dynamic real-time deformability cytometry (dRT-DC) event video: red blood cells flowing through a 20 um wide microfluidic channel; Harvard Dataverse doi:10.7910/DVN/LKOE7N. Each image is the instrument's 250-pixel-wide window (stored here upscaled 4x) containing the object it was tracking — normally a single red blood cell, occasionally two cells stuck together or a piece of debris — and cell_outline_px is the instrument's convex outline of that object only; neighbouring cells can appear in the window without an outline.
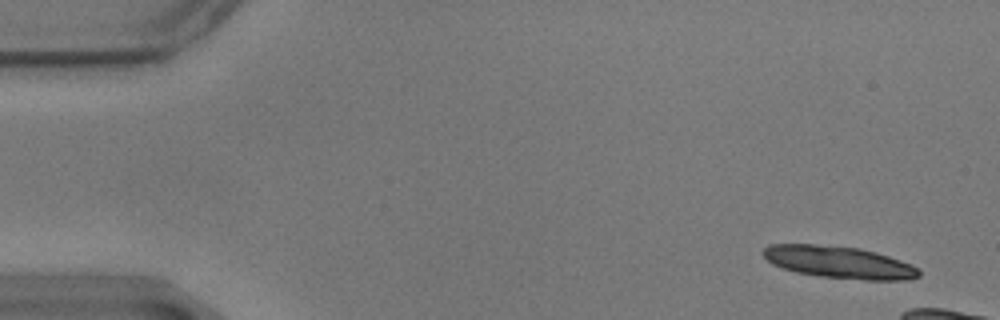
{"species": "common noctule bat (a hibernating species)", "species_latin": "Nyctalus noctula", "temperature_condition": "warm", "stored_images_in_passage": 14, "camera_frame_rate_fps": 3000, "um_per_image_px": 0.085, "animal": {"sex": "male", "body_mass_g": 17.9}, "frame": {"image": 1, "passage_image": 3, "time_ms": 0.667, "image_size_px": [1000, 320], "cell_outline_px": [[920, 276], [904, 280], [864, 280], [820, 276], [796, 272], [772, 264], [760, 252], [768, 244], [812, 244], [860, 248], [876, 252], [900, 260], [916, 268], [920, 272]], "centroid_in_image_um": [71.28, 22.28], "position_along_channel_um": 13.7, "area_um2": 28.96}}